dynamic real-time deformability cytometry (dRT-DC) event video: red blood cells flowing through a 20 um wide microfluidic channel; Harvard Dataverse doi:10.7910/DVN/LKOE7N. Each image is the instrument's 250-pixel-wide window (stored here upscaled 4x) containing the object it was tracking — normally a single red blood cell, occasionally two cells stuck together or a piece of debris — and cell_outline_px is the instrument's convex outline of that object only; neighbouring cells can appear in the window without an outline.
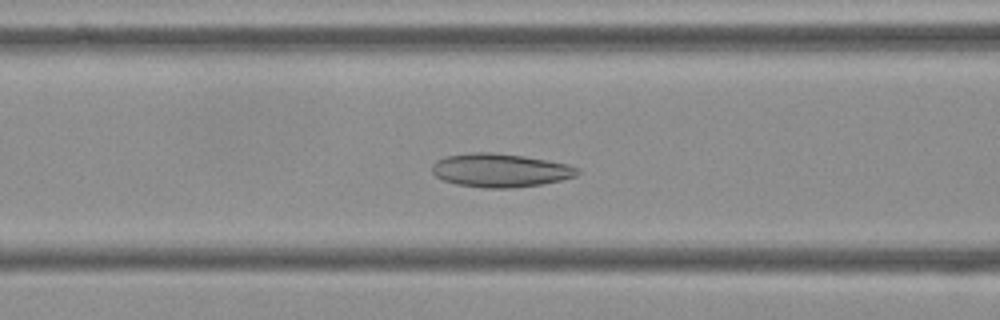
{"species": "Egyptian fruit bat (a non-hibernating species)", "species_latin": "Rousettus aegyptiacus", "temperature_condition": "cold", "stored_images_in_passage": 55, "camera_frame_rate_fps": 3000, "um_per_image_px": 0.085, "frame": {"image": 1, "passage_image": 22, "time_ms": 7.0, "image_size_px": [1000, 320], "cell_outline_px": [[580, 172], [576, 176], [560, 180], [540, 184], [512, 188], [484, 188], [456, 184], [444, 180], [436, 176], [432, 172], [432, 164], [436, 160], [444, 156], [472, 152], [492, 152], [524, 156], [568, 164], [580, 168]], "centroid_in_image_um": [42.51, 14.47], "position_along_channel_um": 124.1, "area_um2": 28.5}}
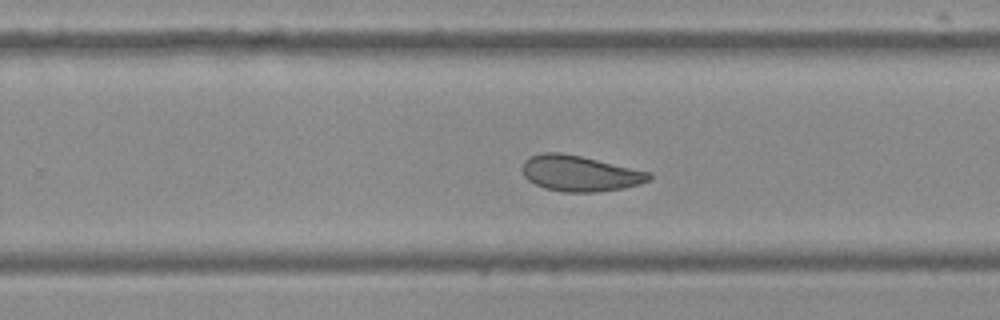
{"frame": {"image": 2, "passage_image": 35, "time_ms": 11.333, "image_size_px": [1000, 320], "cell_outline_px": [[652, 180], [640, 184], [620, 188], [596, 192], [564, 192], [544, 188], [528, 180], [524, 176], [520, 168], [524, 160], [532, 156], [544, 152], [560, 152], [580, 156], [652, 172]], "centroid_in_image_um": [49.28, 14.74], "position_along_channel_um": 280.5, "area_um2": 26.47}}
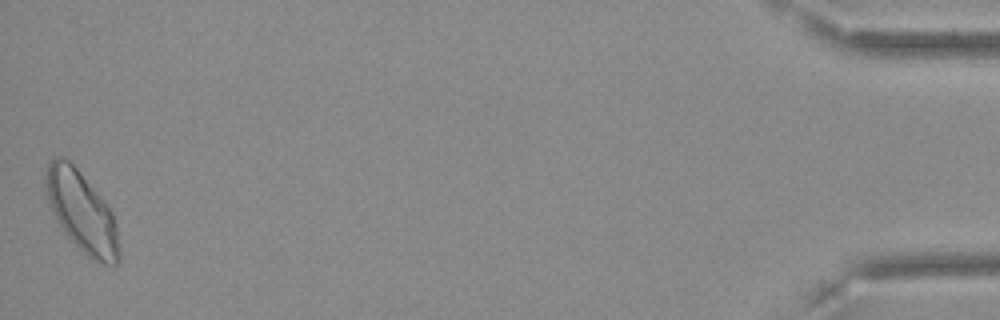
{"frame": {"image": 3, "passage_image": 55, "time_ms": 18.0, "image_size_px": [1000, 320], "cell_outline_px": [[120, 260], [116, 264], [104, 264], [92, 260], [64, 232], [56, 220], [48, 204], [44, 184], [44, 176], [48, 164], [52, 156], [60, 156], [68, 160], [76, 168], [112, 212], [116, 228], [120, 252]], "centroid_in_image_um": [6.9, 18.0], "position_along_channel_um": 428.3, "area_um2": 33.99}, "authors_computed_cell_mechanics": {"area_um2": 28.7266, "velocity_mm_per_s": 3.6117, "shape_relaxation_time_tau1_ms": null, "shape_relaxation_time_tau2_ms": 3.1236, "deformation_change_tau1": null, "deformation_change_tau2": 0.0865}}